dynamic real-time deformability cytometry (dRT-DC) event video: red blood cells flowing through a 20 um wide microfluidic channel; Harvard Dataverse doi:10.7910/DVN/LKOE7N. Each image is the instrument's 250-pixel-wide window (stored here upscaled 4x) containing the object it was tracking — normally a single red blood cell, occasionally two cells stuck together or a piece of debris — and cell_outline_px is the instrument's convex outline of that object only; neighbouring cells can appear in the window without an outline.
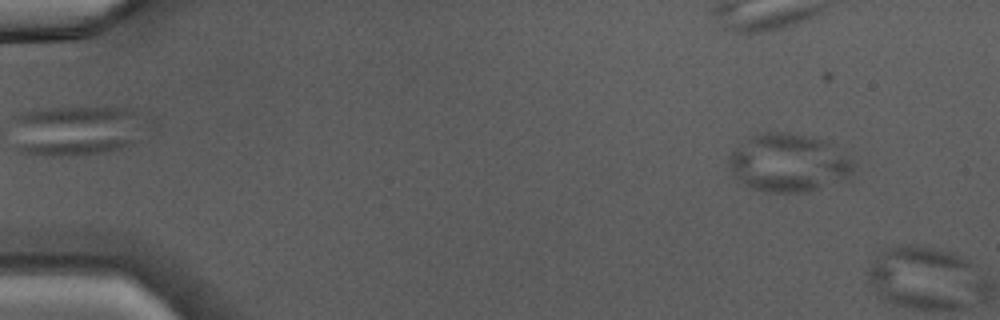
{"species": "Egyptian fruit bat (a non-hibernating species)", "species_latin": "Rousettus aegyptiacus", "temperature_condition": "warm", "stored_images_in_passage": 3, "segment_of_instrument_passage": [1, 2], "camera_frame_rate_fps": 3000, "um_per_image_px": 0.085, "animal": {"sex": "male"}, "frame": {"image": 1, "passage_image": 1, "time_ms": 0.0, "image_size_px": [1000, 320], "cell_outline_px": [[852, 172], [848, 180], [804, 192], [776, 192], [752, 188], [744, 184], [732, 172], [728, 160], [728, 156], [748, 136], [768, 132], [788, 132], [816, 136], [828, 140], [852, 164]], "centroid_in_image_um": [67.03, 13.82], "position_along_channel_um": 18.0, "area_um2": 42.02}}